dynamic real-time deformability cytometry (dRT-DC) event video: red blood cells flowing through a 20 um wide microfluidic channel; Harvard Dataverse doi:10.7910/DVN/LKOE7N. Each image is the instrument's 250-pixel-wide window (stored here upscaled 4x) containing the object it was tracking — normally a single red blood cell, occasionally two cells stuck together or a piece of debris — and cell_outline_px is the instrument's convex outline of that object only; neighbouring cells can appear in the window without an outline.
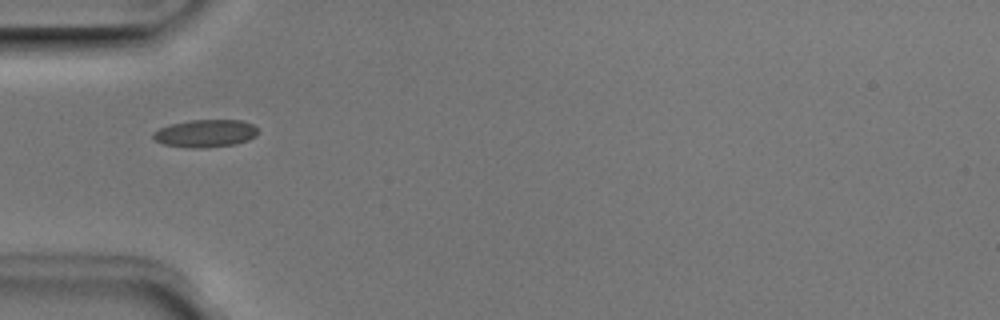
{"species": "Egyptian fruit bat (a non-hibernating species)", "species_latin": "Rousettus aegyptiacus", "temperature_condition": "room temperature", "stored_images_in_passage": 36, "camera_frame_rate_fps": 3000, "um_per_image_px": 0.085, "animal": {"sex": "male"}, "frame": {"image": 1, "passage_image": 1, "time_ms": 0.0, "image_size_px": [1000, 320], "cell_outline_px": [[256, 136], [248, 140], [236, 144], [208, 148], [188, 148], [164, 144], [156, 140], [152, 136], [152, 132], [160, 128], [172, 124], [188, 120], [244, 120], [252, 124], [256, 128]], "centroid_in_image_um": [17.46, 11.34], "position_along_channel_um": 67.5, "area_um2": 16.94}}
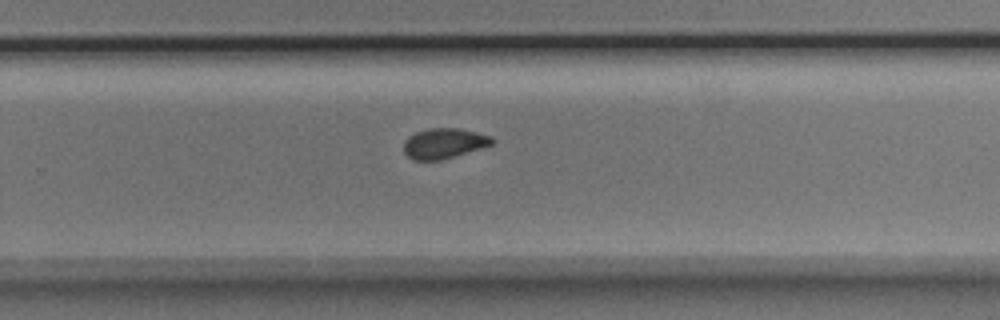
{"frame": {"image": 2, "passage_image": 18, "time_ms": 5.667, "image_size_px": [1000, 320], "cell_outline_px": [[496, 140], [492, 144], [480, 148], [440, 160], [412, 160], [404, 152], [404, 140], [408, 136], [416, 132], [428, 128], [456, 128], [476, 132], [492, 136]], "centroid_in_image_um": [37.72, 12.17], "position_along_channel_um": 292.1, "area_um2": 15.49}}
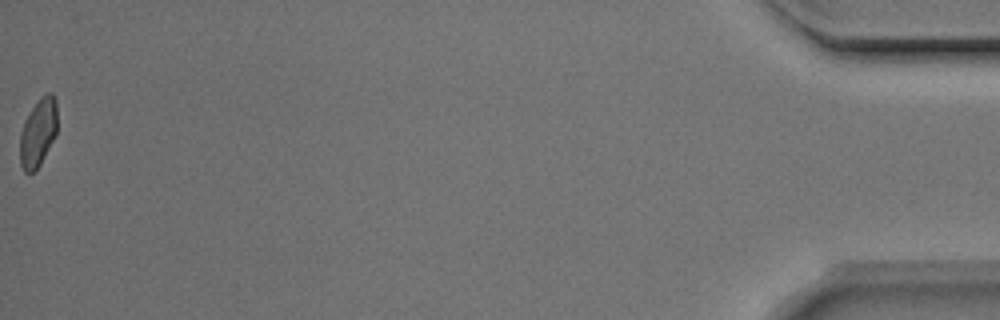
{"frame": {"image": 3, "passage_image": 36, "time_ms": 11.667, "image_size_px": [1000, 320], "cell_outline_px": [[56, 136], [40, 164], [32, 172], [24, 172], [20, 164], [20, 132], [24, 120], [40, 96], [48, 92], [52, 92], [56, 100]], "centroid_in_image_um": [3.23, 11.25], "position_along_channel_um": 432.0, "area_um2": 14.85}, "authors_computed_cell_mechanics": {"area_um2": 15.895, "velocity_mm_per_s": 3.9661, "shape_relaxation_time_tau1_ms": 6.5821, "shape_relaxation_time_tau2_ms": 1.3191, "deformation_change_tau1": 0.1022, "deformation_change_tau2": 0.0541}}